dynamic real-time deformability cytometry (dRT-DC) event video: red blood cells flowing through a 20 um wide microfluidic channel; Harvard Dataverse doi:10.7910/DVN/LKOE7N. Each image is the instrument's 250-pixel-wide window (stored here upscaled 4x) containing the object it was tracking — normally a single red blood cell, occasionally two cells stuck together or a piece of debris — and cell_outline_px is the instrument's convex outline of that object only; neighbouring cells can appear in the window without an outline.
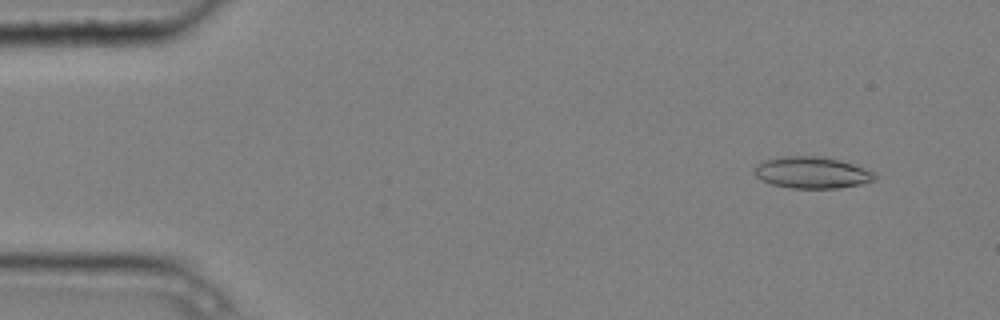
{"species": "common noctule bat (a hibernating species)", "species_latin": "Nyctalus noctula", "temperature_condition": "cold", "stored_images_in_passage": 4, "camera_frame_rate_fps": 3000, "um_per_image_px": 0.085, "animal": {"sex": "male", "body_mass_g": 20.4}, "frame": {"image": 1, "passage_image": 2, "time_ms": 0.333, "image_size_px": [1000, 320], "cell_outline_px": [[876, 180], [860, 184], [836, 188], [788, 188], [772, 184], [756, 176], [756, 164], [764, 160], [776, 156], [824, 156], [840, 160], [864, 168], [872, 172], [876, 176]], "centroid_in_image_um": [69.0, 14.66], "position_along_channel_um": 16.0, "area_um2": 22.08}}